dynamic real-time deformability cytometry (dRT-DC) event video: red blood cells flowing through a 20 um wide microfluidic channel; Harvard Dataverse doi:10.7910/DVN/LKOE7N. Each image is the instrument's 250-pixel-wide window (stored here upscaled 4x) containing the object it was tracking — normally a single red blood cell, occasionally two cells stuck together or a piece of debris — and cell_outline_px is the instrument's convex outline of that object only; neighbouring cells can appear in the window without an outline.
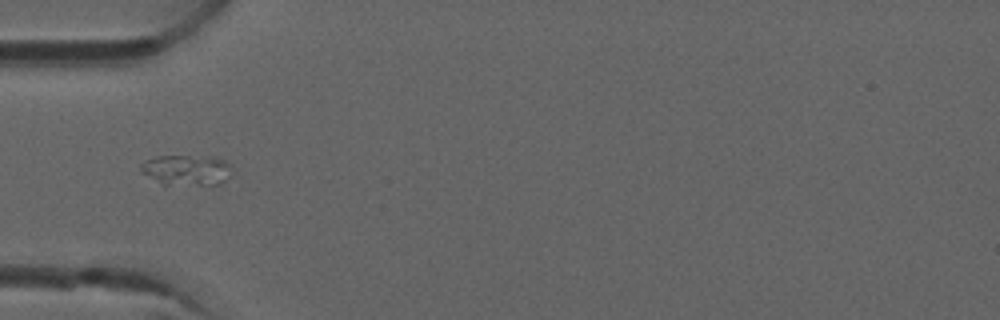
{"species": "common noctule bat (a hibernating species)", "species_latin": "Nyctalus noctula", "temperature_condition": "room temperature", "stored_images_in_passage": 6, "camera_frame_rate_fps": 3000, "um_per_image_px": 0.085, "animal": {"sex": "male", "forearm_length_mm": 52.5}, "frame": {"image": 1, "passage_image": 3, "time_ms": 0.667, "image_size_px": [1000, 320], "cell_outline_px": [[236, 172], [220, 184], [164, 184], [144, 172], [140, 168], [140, 164], [144, 160], [156, 156], [216, 156], [224, 160]], "centroid_in_image_um": [15.95, 14.42], "position_along_channel_um": 69.0, "area_um2": 16.13}}
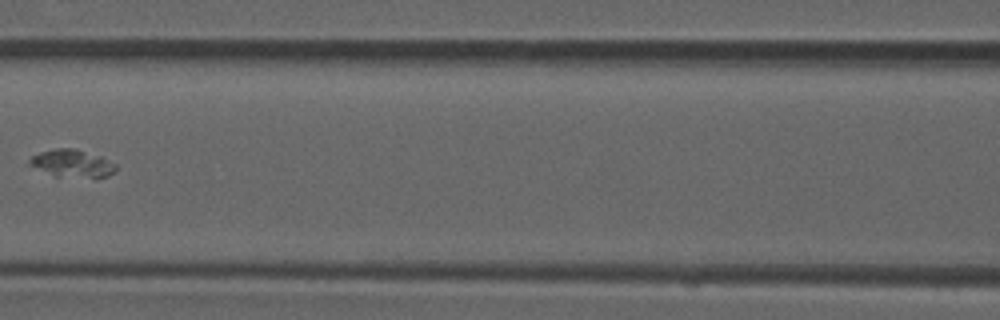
{"frame": {"image": 2, "passage_image": 5, "time_ms": 1.333, "image_size_px": [1000, 320], "cell_outline_px": [[116, 168], [108, 176], [56, 176], [28, 164], [28, 160], [32, 156], [40, 152], [56, 148], [72, 148], [100, 156], [116, 164]], "centroid_in_image_um": [6.1, 13.86], "position_along_channel_um": 160.5, "area_um2": 13.29}}
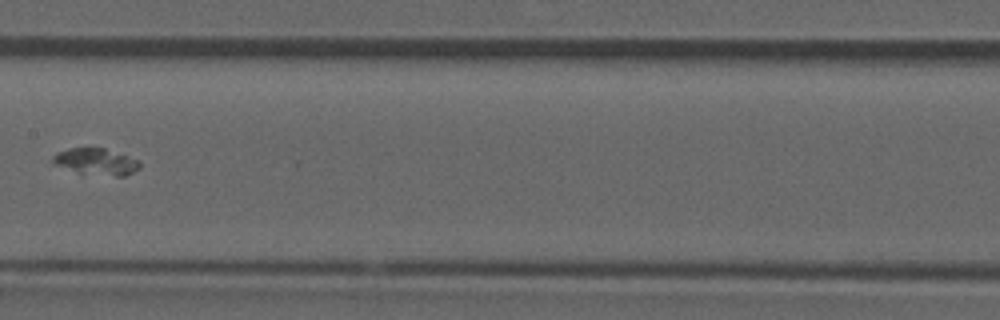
{"frame": {"image": 3, "passage_image": 6, "time_ms": 1.667, "image_size_px": [1000, 320], "cell_outline_px": [[140, 168], [124, 176], [116, 176], [80, 172], [52, 164], [52, 156], [56, 152], [68, 148], [104, 148], [140, 160]], "centroid_in_image_um": [8.16, 13.72], "position_along_channel_um": 199.2, "area_um2": 13.29}}